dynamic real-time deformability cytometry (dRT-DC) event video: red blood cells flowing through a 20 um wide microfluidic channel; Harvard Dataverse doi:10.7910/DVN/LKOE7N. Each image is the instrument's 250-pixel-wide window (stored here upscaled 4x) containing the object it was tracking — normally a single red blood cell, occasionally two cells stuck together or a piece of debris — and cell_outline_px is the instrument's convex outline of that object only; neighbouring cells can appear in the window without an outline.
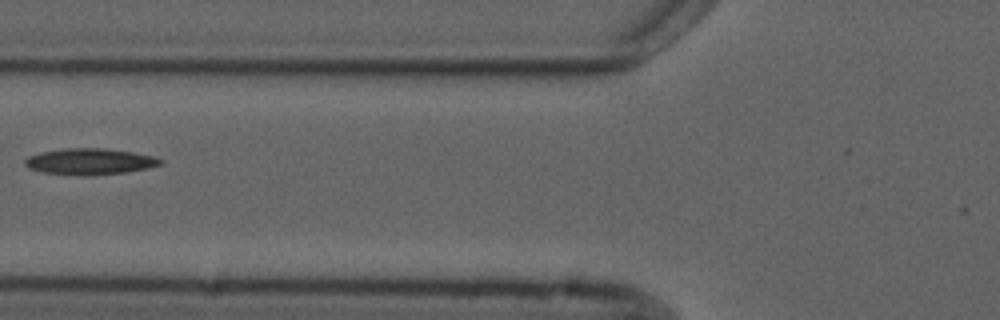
{"species": "common noctule bat (a hibernating species)", "species_latin": "Nyctalus noctula", "temperature_condition": "cold", "stored_images_in_passage": 6, "camera_frame_rate_fps": 3000, "um_per_image_px": 0.085, "animal": {"sex": "male", "forearm_length_mm": 52.5}, "frame": {"image": 1, "passage_image": 6, "time_ms": 5.667, "image_size_px": [1000, 320], "cell_outline_px": [[164, 164], [148, 168], [124, 172], [88, 176], [76, 176], [40, 172], [28, 168], [24, 164], [24, 160], [28, 156], [40, 152], [64, 148], [108, 148], [156, 156], [164, 160]], "centroid_in_image_um": [7.63, 13.73], "position_along_channel_um": 118.2, "area_um2": 21.15}}